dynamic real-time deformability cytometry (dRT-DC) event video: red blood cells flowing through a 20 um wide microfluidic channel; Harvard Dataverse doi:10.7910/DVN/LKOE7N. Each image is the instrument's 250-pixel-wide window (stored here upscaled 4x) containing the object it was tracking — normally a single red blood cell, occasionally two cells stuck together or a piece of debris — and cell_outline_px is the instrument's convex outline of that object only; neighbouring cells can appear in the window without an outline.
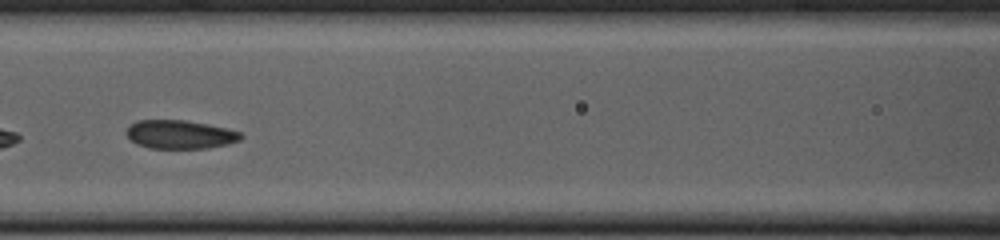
{"species": "common noctule bat (a hibernating species)", "species_latin": "Nyctalus noctula", "temperature_condition": "cold", "stored_images_in_passage": 13, "camera_frame_rate_fps": 3000, "um_per_image_px": 0.085, "animal": {"sex": "female", "body_mass_g": 23.0, "forearm_length_mm": 53.4}, "frame": {"image": 1, "passage_image": 8, "time_ms": 2.333, "image_size_px": [1000, 240], "cell_outline_px": [[244, 136], [240, 140], [228, 144], [208, 148], [148, 148], [136, 144], [124, 132], [128, 124], [136, 120], [184, 120], [208, 124], [228, 128], [240, 132]], "centroid_in_image_um": [15.28, 11.42], "position_along_channel_um": 151.3, "area_um2": 19.31}}
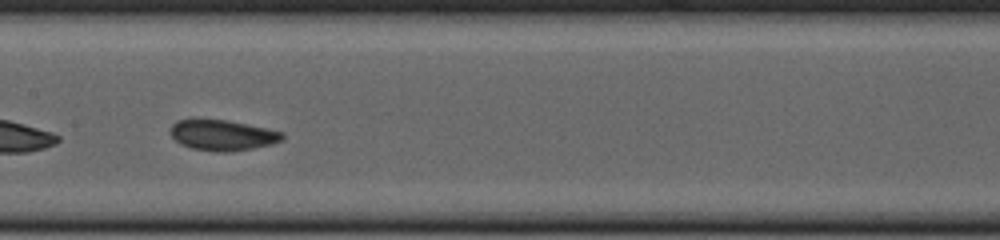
{"frame": {"image": 2, "passage_image": 11, "time_ms": 3.333, "image_size_px": [1000, 240], "cell_outline_px": [[284, 136], [280, 140], [272, 144], [252, 148], [228, 152], [216, 152], [192, 148], [180, 144], [172, 136], [172, 124], [176, 120], [192, 116], [228, 120], [284, 132]], "centroid_in_image_um": [18.85, 11.44], "position_along_channel_um": 188.5, "area_um2": 20.4}}